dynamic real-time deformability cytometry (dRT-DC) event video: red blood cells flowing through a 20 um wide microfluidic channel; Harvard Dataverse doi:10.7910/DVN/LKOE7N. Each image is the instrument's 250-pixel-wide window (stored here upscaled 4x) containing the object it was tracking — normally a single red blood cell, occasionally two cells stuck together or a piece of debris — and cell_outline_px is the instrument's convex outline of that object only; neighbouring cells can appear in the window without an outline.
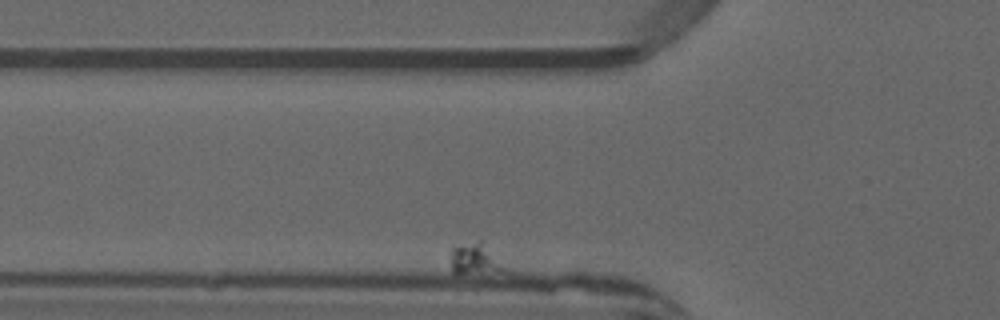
{"species": "common noctule bat (a hibernating species)", "species_latin": "Nyctalus noctula", "temperature_condition": "warm", "stored_images_in_passage": 4, "camera_frame_rate_fps": 3000, "um_per_image_px": 0.085, "animal": {"sex": "male", "forearm_length_mm": 52.5}, "frame": {"image": 1, "passage_image": 3, "time_ms": 0.667, "image_size_px": [1000, 320], "cell_outline_px": [[508, 272], [504, 284], [496, 288], [492, 288], [456, 276], [452, 272], [452, 248], [480, 240]], "centroid_in_image_um": [40.63, 22.53], "position_along_channel_um": 85.2, "area_um2": 13.01}}